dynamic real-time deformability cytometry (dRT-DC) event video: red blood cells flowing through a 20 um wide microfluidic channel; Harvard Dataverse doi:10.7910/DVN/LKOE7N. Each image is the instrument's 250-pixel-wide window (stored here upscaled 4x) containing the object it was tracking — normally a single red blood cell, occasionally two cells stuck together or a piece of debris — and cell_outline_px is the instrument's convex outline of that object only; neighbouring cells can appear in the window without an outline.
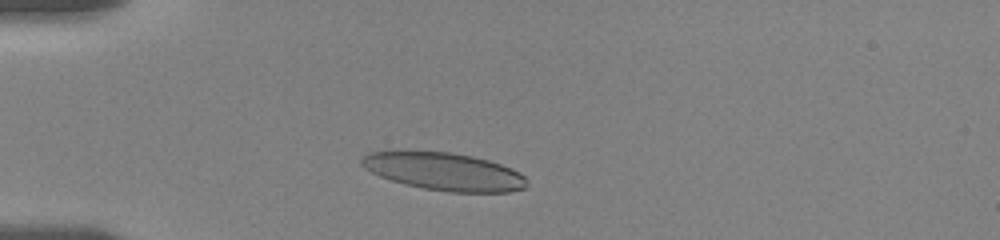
{"species": "human", "species_latin": "Homo sapiens", "temperature_condition": "room temperature", "stored_images_in_passage": 2, "camera_frame_rate_fps": 3000, "um_per_image_px": 0.085, "donor": {"sex": "female"}, "frame": {"image": 1, "passage_image": 1, "time_ms": 0.0, "image_size_px": [1000, 240], "cell_outline_px": [[528, 184], [524, 188], [508, 192], [448, 192], [424, 188], [404, 184], [380, 176], [364, 168], [360, 164], [360, 160], [364, 156], [372, 152], [448, 152], [472, 156], [488, 160], [512, 168], [520, 172], [528, 180]], "centroid_in_image_um": [37.8, 14.59], "position_along_channel_um": 47.2, "area_um2": 35.95}}